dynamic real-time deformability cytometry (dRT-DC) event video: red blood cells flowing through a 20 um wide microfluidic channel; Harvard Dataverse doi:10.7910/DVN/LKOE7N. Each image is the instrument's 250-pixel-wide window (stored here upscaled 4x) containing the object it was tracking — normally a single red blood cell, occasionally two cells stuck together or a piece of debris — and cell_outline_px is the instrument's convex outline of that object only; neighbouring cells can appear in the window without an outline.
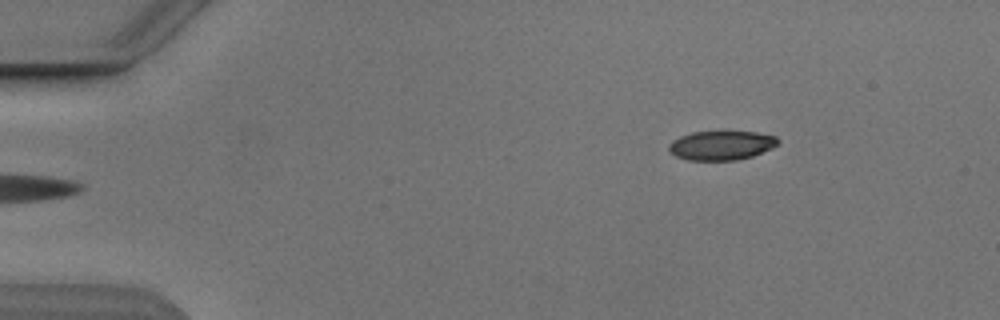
{"species": "Egyptian fruit bat (a non-hibernating species)", "species_latin": "Rousettus aegyptiacus", "temperature_condition": "cold", "stored_images_in_passage": 4, "camera_frame_rate_fps": 3000, "um_per_image_px": 0.085, "animal": {"sex": "male"}, "frame": {"image": 1, "passage_image": 4, "time_ms": 3.667, "image_size_px": [1000, 320], "cell_outline_px": [[780, 140], [772, 148], [752, 156], [736, 160], [688, 160], [676, 156], [668, 148], [668, 144], [672, 140], [680, 136], [692, 132], [720, 128], [756, 132], [776, 136]], "centroid_in_image_um": [61.31, 12.29], "position_along_channel_um": 23.7, "area_um2": 19.36}}